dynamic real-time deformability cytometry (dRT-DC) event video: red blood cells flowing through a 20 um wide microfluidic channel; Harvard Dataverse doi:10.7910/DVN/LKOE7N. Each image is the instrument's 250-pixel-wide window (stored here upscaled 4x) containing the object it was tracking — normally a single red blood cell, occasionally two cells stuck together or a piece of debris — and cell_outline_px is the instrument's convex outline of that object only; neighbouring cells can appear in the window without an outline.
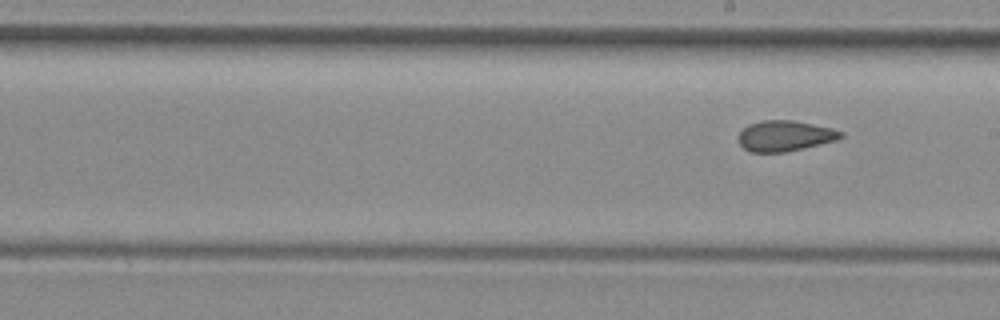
{"species": "common noctule bat (a hibernating species)", "species_latin": "Nyctalus noctula", "temperature_condition": "room temperature", "stored_images_in_passage": 8, "segment_of_instrument_passage": [2, 2], "camera_frame_rate_fps": 3000, "um_per_image_px": 0.085, "animal": {"sex": "female", "body_mass_g": 29.2, "forearm_length_mm": 56.3}, "frame": {"image": 1, "passage_image": 8, "time_ms": 9.0, "image_size_px": [1000, 320], "cell_outline_px": [[844, 136], [836, 140], [784, 152], [748, 152], [740, 144], [736, 136], [748, 124], [760, 120], [792, 120], [832, 128], [844, 132]], "centroid_in_image_um": [66.68, 11.54], "position_along_channel_um": 222.3, "area_um2": 18.26}}